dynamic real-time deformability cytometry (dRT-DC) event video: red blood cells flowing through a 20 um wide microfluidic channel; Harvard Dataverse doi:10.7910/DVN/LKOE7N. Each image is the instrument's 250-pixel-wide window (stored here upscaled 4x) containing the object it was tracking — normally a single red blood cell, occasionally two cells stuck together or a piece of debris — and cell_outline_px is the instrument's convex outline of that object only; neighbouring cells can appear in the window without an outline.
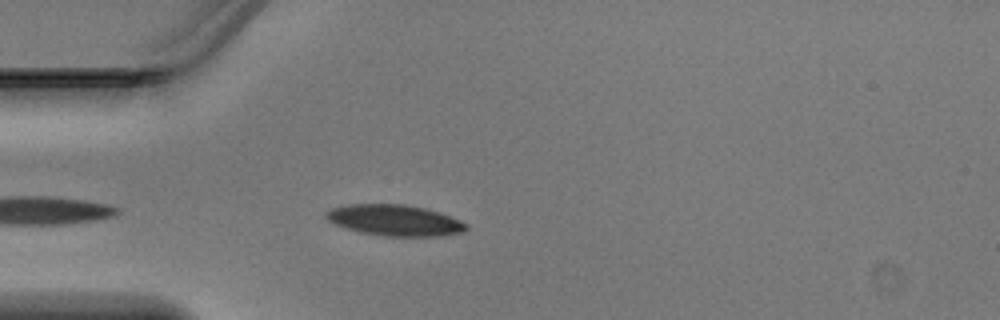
{"species": "Egyptian fruit bat (a non-hibernating species)", "species_latin": "Rousettus aegyptiacus", "temperature_condition": "warm", "stored_images_in_passage": 35, "camera_frame_rate_fps": 3000, "um_per_image_px": 0.085, "animal": {"sex": "male"}, "frame": {"image": 1, "passage_image": 3, "time_ms": 0.667, "image_size_px": [1000, 320], "cell_outline_px": [[468, 228], [460, 232], [436, 236], [380, 236], [360, 232], [336, 224], [328, 220], [324, 216], [324, 212], [332, 208], [348, 204], [404, 204], [424, 208], [440, 212], [460, 220], [468, 224]], "centroid_in_image_um": [33.53, 18.71], "position_along_channel_um": 51.5, "area_um2": 25.26}}
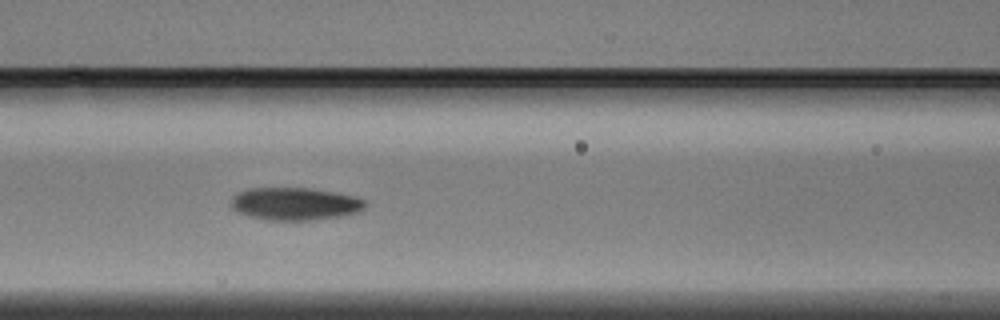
{"frame": {"image": 2, "passage_image": 10, "time_ms": 3.0, "image_size_px": [1000, 320], "cell_outline_px": [[368, 204], [364, 208], [356, 212], [340, 216], [308, 220], [264, 220], [240, 212], [232, 204], [232, 196], [236, 192], [248, 188], [312, 188], [356, 196], [364, 200]], "centroid_in_image_um": [25.1, 17.31], "position_along_channel_um": 141.5, "area_um2": 25.32}}
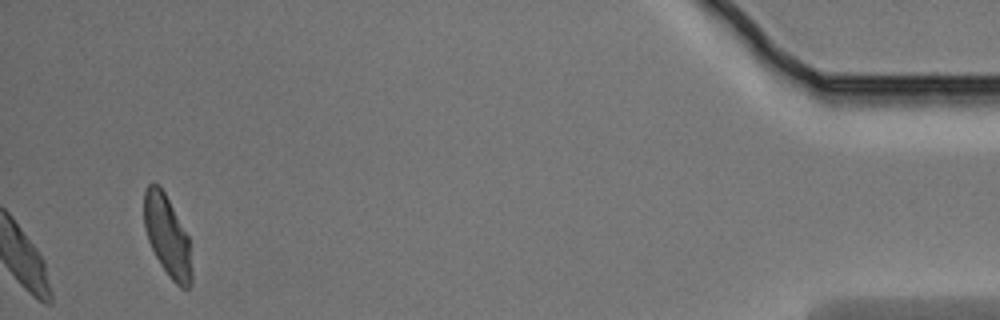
{"frame": {"image": 3, "passage_image": 35, "time_ms": 11.333, "image_size_px": [1000, 320], "cell_outline_px": [[192, 284], [188, 288], [180, 288], [168, 276], [160, 264], [148, 240], [144, 228], [144, 192], [148, 184], [156, 184], [164, 192], [188, 236], [192, 272]], "centroid_in_image_um": [14.22, 20.11], "position_along_channel_um": 421.0, "area_um2": 22.2}}